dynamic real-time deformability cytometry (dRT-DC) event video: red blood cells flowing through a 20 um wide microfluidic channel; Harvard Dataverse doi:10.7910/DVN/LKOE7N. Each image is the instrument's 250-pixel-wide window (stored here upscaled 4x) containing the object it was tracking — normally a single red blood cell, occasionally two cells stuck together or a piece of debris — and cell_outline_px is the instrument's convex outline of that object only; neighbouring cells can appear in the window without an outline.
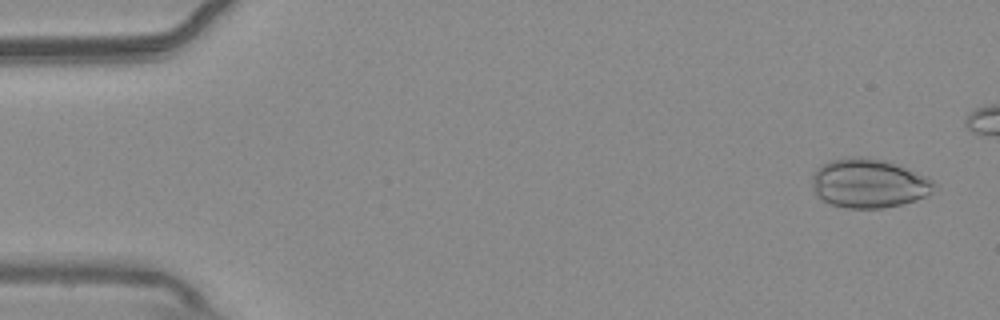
{"species": "common noctule bat (a hibernating species)", "species_latin": "Nyctalus noctula", "temperature_condition": "warm", "stored_images_in_passage": 48, "camera_frame_rate_fps": 3000, "um_per_image_px": 0.085, "animal": {"sex": "male", "body_mass_g": 20.4}, "frame": {"image": 1, "passage_image": 3, "time_ms": 0.667, "image_size_px": [1000, 320], "cell_outline_px": [[936, 184], [932, 192], [928, 196], [916, 200], [884, 208], [848, 208], [832, 204], [816, 196], [812, 192], [812, 176], [816, 168], [832, 160], [852, 156], [860, 156], [884, 160], [928, 176]], "centroid_in_image_um": [73.84, 15.58], "position_along_channel_um": 11.2, "area_um2": 35.03}}
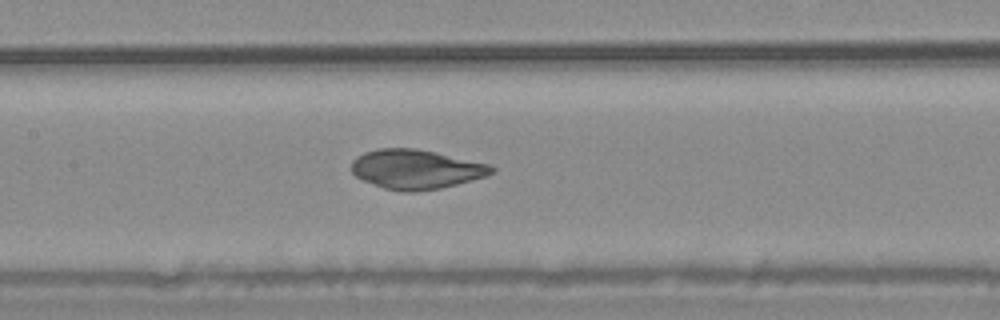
{"frame": {"image": 2, "passage_image": 26, "time_ms": 8.333, "image_size_px": [1000, 320], "cell_outline_px": [[496, 168], [492, 172], [484, 176], [456, 184], [440, 188], [416, 192], [408, 192], [384, 188], [364, 180], [356, 176], [352, 172], [352, 160], [356, 156], [364, 152], [376, 148], [416, 148], [436, 152], [488, 164]], "centroid_in_image_um": [35.32, 14.37], "position_along_channel_um": 172.1, "area_um2": 31.91}}
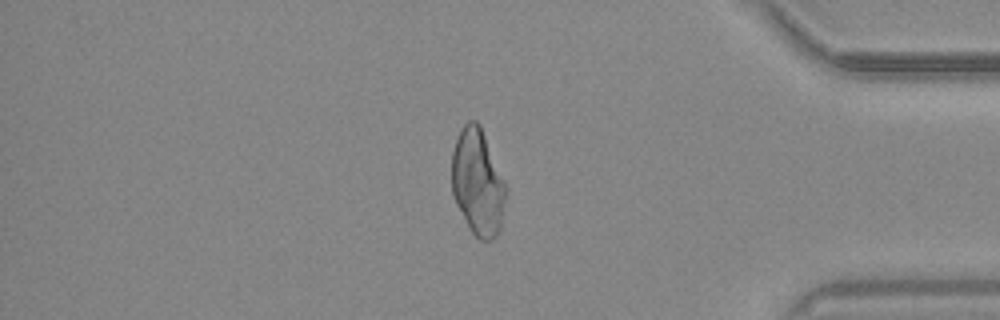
{"frame": {"image": 3, "passage_image": 46, "time_ms": 15.0, "image_size_px": [1000, 320], "cell_outline_px": [[504, 204], [500, 228], [496, 236], [492, 240], [480, 240], [468, 228], [456, 204], [452, 192], [452, 152], [460, 128], [468, 120], [476, 120], [480, 124], [504, 180]], "centroid_in_image_um": [40.57, 15.48], "position_along_channel_um": 394.6, "area_um2": 33.29}}